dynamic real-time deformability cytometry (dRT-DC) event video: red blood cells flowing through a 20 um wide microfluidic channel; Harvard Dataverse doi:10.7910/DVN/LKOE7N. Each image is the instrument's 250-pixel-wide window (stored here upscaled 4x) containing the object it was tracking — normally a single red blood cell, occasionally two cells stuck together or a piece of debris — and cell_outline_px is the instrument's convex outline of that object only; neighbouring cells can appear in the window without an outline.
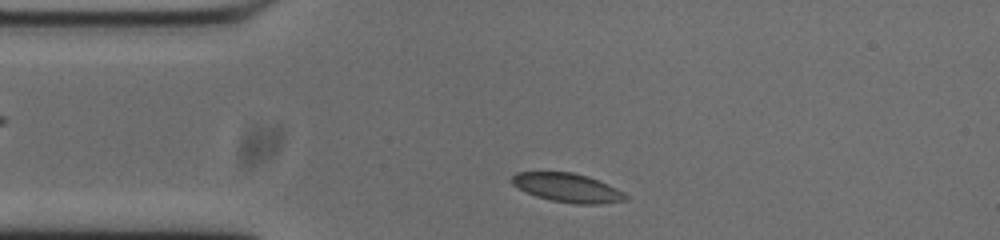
{"species": "common noctule bat (a hibernating species)", "species_latin": "Nyctalus noctula", "temperature_condition": "cold", "stored_images_in_passage": 45, "camera_frame_rate_fps": 3000, "um_per_image_px": 0.085, "animal": {"sex": "male", "body_mass_g": 20.0, "forearm_length_mm": 53.3}, "frame": {"image": 1, "passage_image": 2, "time_ms": 0.333, "image_size_px": [1000, 240], "cell_outline_px": [[628, 200], [600, 204], [576, 204], [552, 200], [536, 196], [512, 184], [512, 176], [516, 172], [572, 172], [588, 176], [608, 184], [624, 192], [628, 196]], "centroid_in_image_um": [48.28, 15.96], "position_along_channel_um": 36.7, "area_um2": 19.02}}
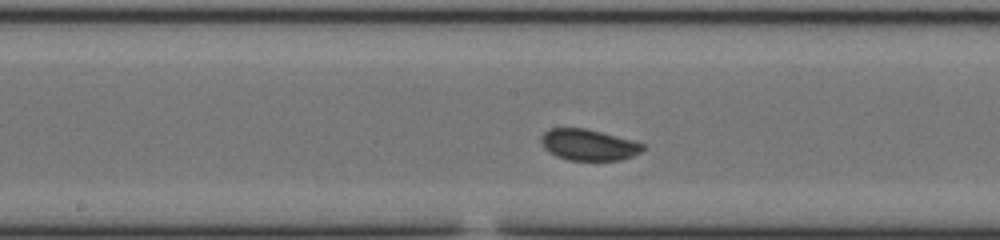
{"frame": {"image": 2, "passage_image": 17, "time_ms": 5.333, "image_size_px": [1000, 240], "cell_outline_px": [[644, 148], [640, 152], [632, 156], [620, 160], [568, 160], [556, 156], [544, 148], [540, 140], [540, 136], [548, 128], [584, 128], [632, 140], [644, 144]], "centroid_in_image_um": [49.99, 12.31], "position_along_channel_um": 198.2, "area_um2": 18.38}}
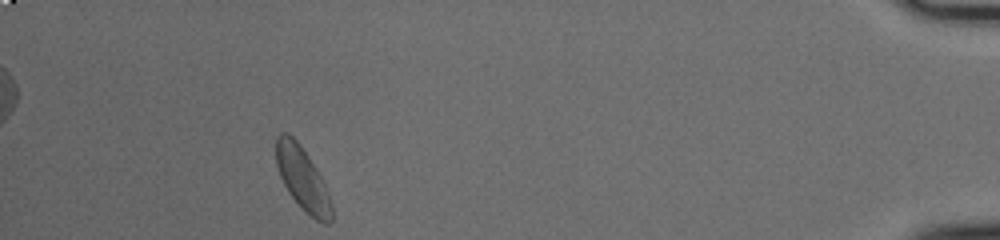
{"frame": {"image": 3, "passage_image": 40, "time_ms": 13.0, "image_size_px": [1000, 240], "cell_outline_px": [[332, 220], [328, 224], [324, 224], [316, 220], [304, 212], [300, 208], [288, 192], [280, 176], [276, 164], [276, 136], [280, 132], [288, 132], [300, 144], [308, 156], [320, 176], [328, 192], [332, 204]], "centroid_in_image_um": [25.71, 15.21], "position_along_channel_um": 409.5, "area_um2": 20.52}}